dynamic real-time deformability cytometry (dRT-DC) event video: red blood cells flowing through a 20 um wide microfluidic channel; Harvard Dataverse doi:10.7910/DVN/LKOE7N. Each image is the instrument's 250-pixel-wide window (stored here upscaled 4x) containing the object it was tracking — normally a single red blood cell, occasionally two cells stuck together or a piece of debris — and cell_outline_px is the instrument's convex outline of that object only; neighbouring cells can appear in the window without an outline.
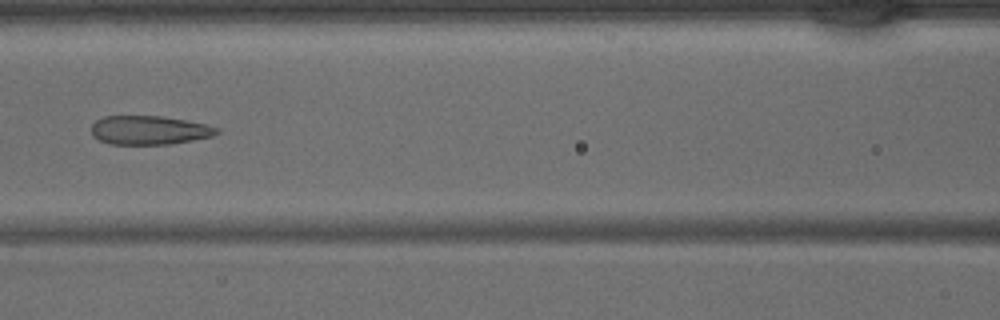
{"species": "common noctule bat (a hibernating species)", "species_latin": "Nyctalus noctula", "temperature_condition": "warm", "stored_images_in_passage": 43, "camera_frame_rate_fps": 3000, "um_per_image_px": 0.085, "animal": {"sex": "male", "body_mass_g": 15.6}, "frame": {"image": 1, "passage_image": 19, "time_ms": 6.0, "image_size_px": [1000, 320], "cell_outline_px": [[220, 132], [212, 136], [192, 140], [168, 144], [108, 144], [92, 136], [92, 124], [96, 120], [104, 116], [160, 116], [184, 120], [204, 124], [220, 128]], "centroid_in_image_um": [12.66, 11.06], "position_along_channel_um": 153.9, "area_um2": 20.98}}
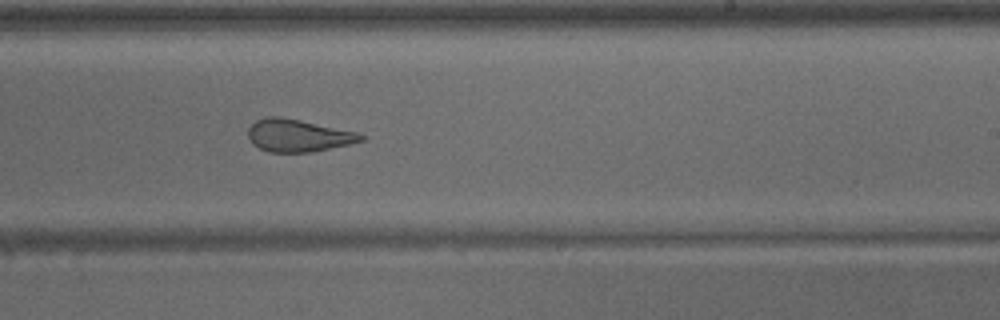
{"frame": {"image": 2, "passage_image": 26, "time_ms": 8.333, "image_size_px": [1000, 320], "cell_outline_px": [[364, 140], [348, 144], [312, 152], [268, 152], [252, 144], [248, 136], [248, 128], [256, 120], [268, 116], [280, 116], [300, 120], [356, 132], [364, 136]], "centroid_in_image_um": [25.29, 11.52], "position_along_channel_um": 263.7, "area_um2": 21.15}}
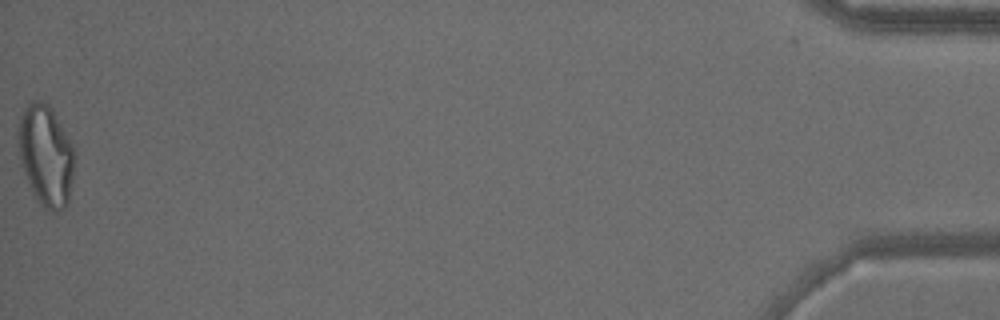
{"frame": {"image": 3, "passage_image": 43, "time_ms": 14.0, "image_size_px": [1000, 320], "cell_outline_px": [[72, 180], [68, 204], [64, 208], [56, 212], [52, 212], [44, 208], [36, 200], [20, 164], [20, 116], [24, 108], [32, 100], [40, 100], [48, 104], [52, 108], [72, 144]], "centroid_in_image_um": [3.9, 13.24], "position_along_channel_um": 431.3, "area_um2": 32.54}}